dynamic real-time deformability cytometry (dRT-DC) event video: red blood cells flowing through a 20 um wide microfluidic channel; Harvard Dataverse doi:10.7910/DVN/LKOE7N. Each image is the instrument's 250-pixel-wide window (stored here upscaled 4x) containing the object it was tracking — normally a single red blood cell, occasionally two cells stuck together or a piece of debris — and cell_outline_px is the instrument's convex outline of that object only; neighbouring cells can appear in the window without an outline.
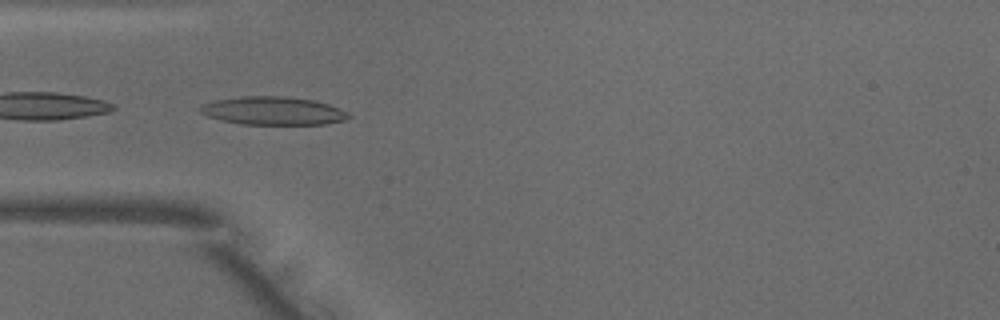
{"species": "common noctule bat (a hibernating species)", "species_latin": "Nyctalus noctula", "temperature_condition": "warm", "stored_images_in_passage": 4, "camera_frame_rate_fps": 3000, "um_per_image_px": 0.085, "animal": {"sex": "male", "body_mass_g": 18.8}, "frame": {"image": 1, "passage_image": 1, "time_ms": 0.0, "image_size_px": [1000, 320], "cell_outline_px": [[352, 116], [344, 120], [324, 124], [240, 124], [220, 120], [208, 116], [200, 112], [196, 108], [204, 104], [216, 100], [240, 96], [284, 96], [312, 100], [328, 104], [348, 112]], "centroid_in_image_um": [23.18, 9.42], "position_along_channel_um": 61.8, "area_um2": 24.33}}